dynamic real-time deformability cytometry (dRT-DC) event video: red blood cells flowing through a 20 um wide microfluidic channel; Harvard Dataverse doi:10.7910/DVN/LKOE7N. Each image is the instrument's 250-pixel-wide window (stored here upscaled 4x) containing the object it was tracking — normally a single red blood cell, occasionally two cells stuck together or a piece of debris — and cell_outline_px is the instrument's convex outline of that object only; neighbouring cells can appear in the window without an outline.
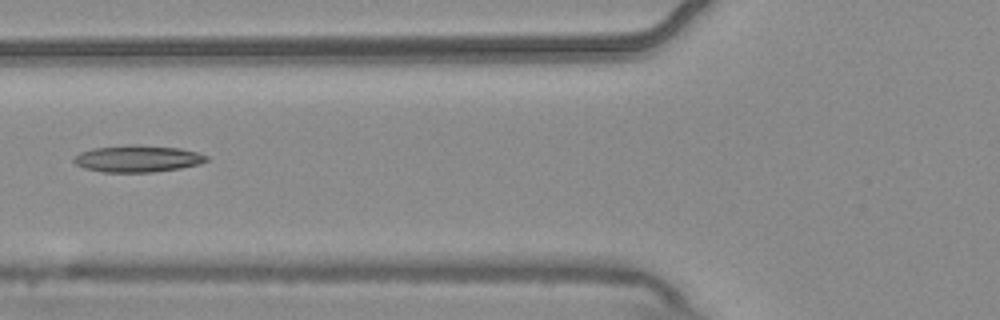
{"species": "common noctule bat (a hibernating species)", "species_latin": "Nyctalus noctula", "temperature_condition": "warm", "stored_images_in_passage": 6, "camera_frame_rate_fps": 3000, "um_per_image_px": 0.085, "animal": {"sex": "male", "body_mass_g": 20.4}, "frame": {"image": 1, "passage_image": 3, "time_ms": 0.667, "image_size_px": [1000, 320], "cell_outline_px": [[208, 160], [200, 164], [180, 168], [152, 172], [104, 172], [84, 168], [76, 164], [72, 160], [80, 152], [92, 148], [132, 144], [136, 144], [180, 148], [196, 152], [208, 156]], "centroid_in_image_um": [11.69, 13.48], "position_along_channel_um": 114.1, "area_um2": 20.75}}
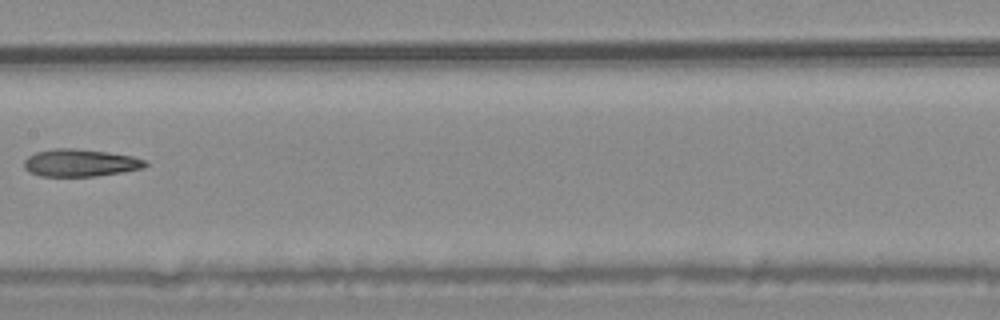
{"frame": {"image": 2, "passage_image": 5, "time_ms": 1.333, "image_size_px": [1000, 320], "cell_outline_px": [[148, 164], [144, 168], [124, 172], [96, 176], [40, 176], [28, 172], [24, 168], [24, 160], [28, 156], [36, 152], [56, 148], [72, 148], [108, 152], [132, 156], [144, 160]], "centroid_in_image_um": [6.81, 13.85], "position_along_channel_um": 200.6, "area_um2": 19.42}}
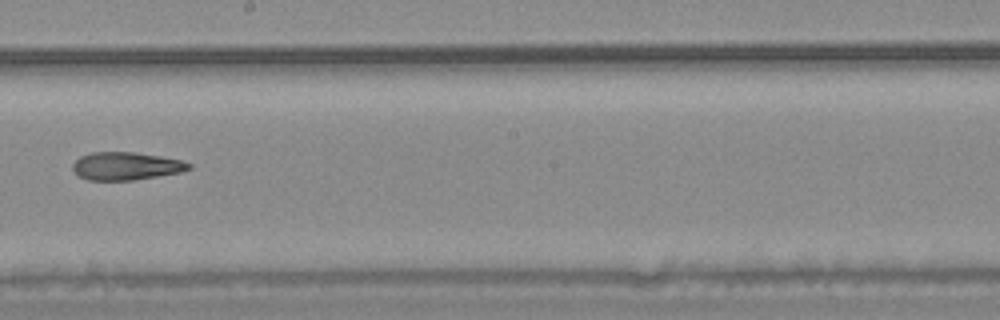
{"frame": {"image": 3, "passage_image": 6, "time_ms": 1.667, "image_size_px": [1000, 320], "cell_outline_px": [[192, 168], [180, 172], [132, 180], [88, 180], [80, 176], [72, 168], [72, 164], [80, 156], [92, 152], [132, 152], [160, 156], [180, 160], [192, 164]], "centroid_in_image_um": [10.7, 14.11], "position_along_channel_um": 237.5, "area_um2": 18.67}}